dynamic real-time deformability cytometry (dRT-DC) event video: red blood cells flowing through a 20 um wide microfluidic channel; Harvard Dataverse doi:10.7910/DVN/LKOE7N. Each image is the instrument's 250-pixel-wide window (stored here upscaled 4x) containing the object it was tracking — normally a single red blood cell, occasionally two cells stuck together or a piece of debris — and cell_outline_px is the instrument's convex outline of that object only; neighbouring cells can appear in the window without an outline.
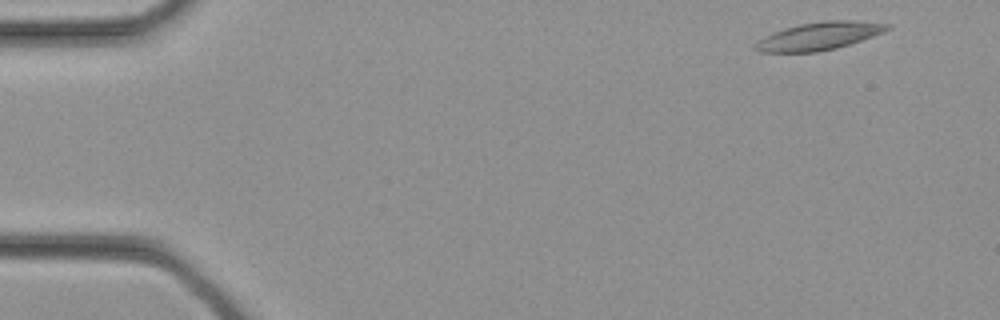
{"species": "common noctule bat (a hibernating species)", "species_latin": "Nyctalus noctula", "temperature_condition": "cold", "stored_images_in_passage": 32, "camera_frame_rate_fps": 3000, "um_per_image_px": 0.085, "animal": {"sex": "female", "body_mass_g": 21.9}, "frame": {"image": 1, "passage_image": 1, "time_ms": 0.0, "image_size_px": [1000, 320], "cell_outline_px": [[892, 28], [884, 32], [836, 48], [816, 52], [760, 52], [752, 48], [760, 40], [784, 28], [800, 24], [824, 20], [856, 20], [892, 24]], "centroid_in_image_um": [69.69, 3.05], "position_along_channel_um": 15.3, "area_um2": 21.15}}
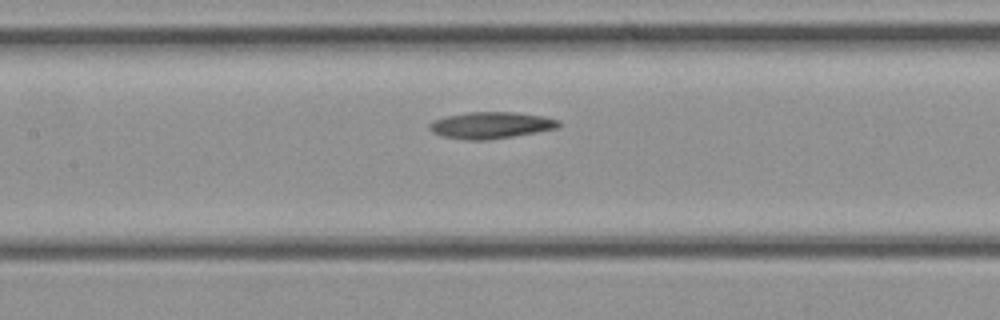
{"frame": {"image": 2, "passage_image": 14, "time_ms": 4.333, "image_size_px": [1000, 320], "cell_outline_px": [[560, 124], [556, 128], [536, 132], [512, 136], [484, 140], [468, 140], [444, 136], [432, 132], [428, 128], [428, 124], [432, 120], [448, 116], [468, 112], [512, 112], [544, 116], [560, 120]], "centroid_in_image_um": [41.7, 10.63], "position_along_channel_um": 165.7, "area_um2": 19.83}}
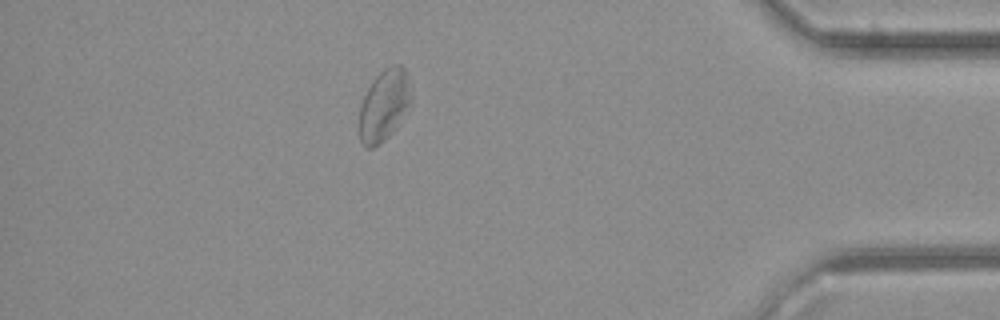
{"frame": {"image": 3, "passage_image": 28, "time_ms": 9.0, "image_size_px": [1000, 320], "cell_outline_px": [[412, 104], [396, 128], [380, 144], [372, 148], [364, 148], [360, 140], [360, 104], [372, 80], [384, 68], [392, 64], [400, 64], [404, 68], [412, 92]], "centroid_in_image_um": [32.67, 8.94], "position_along_channel_um": 402.5, "area_um2": 21.85}}